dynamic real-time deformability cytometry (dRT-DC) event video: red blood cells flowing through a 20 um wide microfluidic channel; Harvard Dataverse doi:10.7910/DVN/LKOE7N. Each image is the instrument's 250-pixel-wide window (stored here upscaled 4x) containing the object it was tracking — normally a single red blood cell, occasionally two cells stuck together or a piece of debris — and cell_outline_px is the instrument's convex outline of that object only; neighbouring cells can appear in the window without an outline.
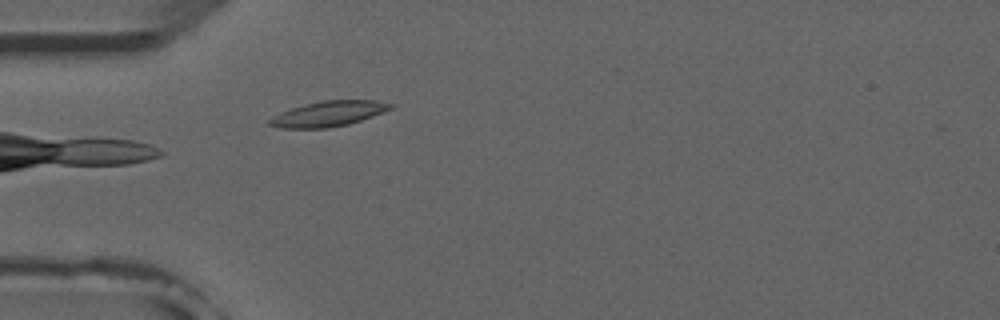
{"species": "common noctule bat (a hibernating species)", "species_latin": "Nyctalus noctula", "temperature_condition": "room temperature", "stored_images_in_passage": 1, "camera_frame_rate_fps": 3000, "um_per_image_px": 0.085, "animal": {"sex": "male", "forearm_length_mm": 52.5}, "frame": {"image": 1, "passage_image": 1, "time_ms": 0.0, "image_size_px": [1000, 320], "cell_outline_px": [[396, 104], [392, 108], [384, 112], [348, 124], [328, 128], [280, 128], [268, 124], [268, 120], [272, 116], [280, 112], [304, 104], [324, 100], [376, 100]], "centroid_in_image_um": [27.92, 9.66], "position_along_channel_um": 57.1, "area_um2": 17.86}}